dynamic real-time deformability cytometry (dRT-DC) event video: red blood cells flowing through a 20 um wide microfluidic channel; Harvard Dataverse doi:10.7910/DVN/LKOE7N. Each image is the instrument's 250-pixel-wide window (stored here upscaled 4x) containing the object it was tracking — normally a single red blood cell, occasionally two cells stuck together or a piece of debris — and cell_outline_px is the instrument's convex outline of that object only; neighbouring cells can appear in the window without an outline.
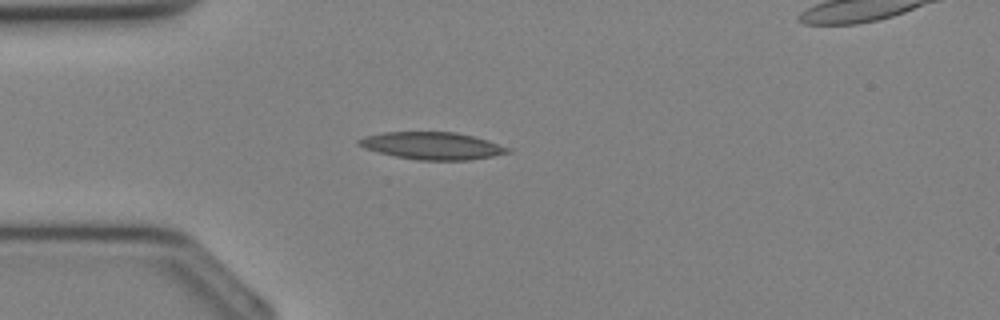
{"species": "Egyptian fruit bat (a non-hibernating species)", "species_latin": "Rousettus aegyptiacus", "temperature_condition": "cold", "stored_images_in_passage": 27, "camera_frame_rate_fps": 3000, "um_per_image_px": 0.085, "animal": {"sex": "female"}, "frame": {"image": 1, "passage_image": 1, "time_ms": 0.0, "image_size_px": [1000, 320], "cell_outline_px": [[512, 152], [492, 156], [468, 160], [416, 160], [376, 152], [364, 148], [356, 144], [356, 140], [364, 136], [384, 132], [456, 132], [488, 140], [512, 148]], "centroid_in_image_um": [36.73, 12.39], "position_along_channel_um": 48.3, "area_um2": 23.87}}
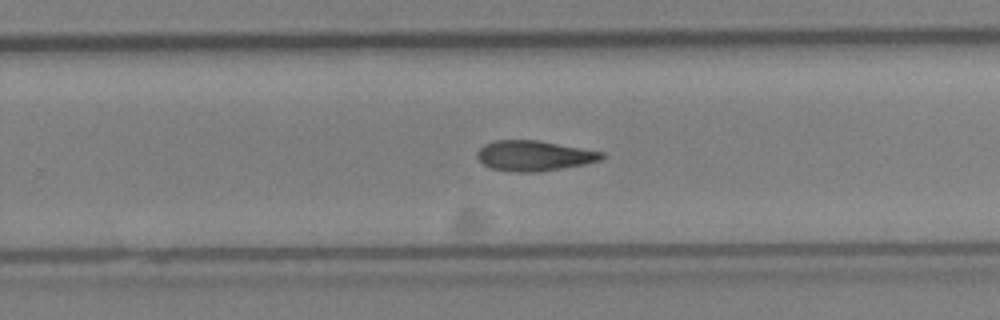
{"frame": {"image": 2, "passage_image": 14, "time_ms": 4.333, "image_size_px": [1000, 320], "cell_outline_px": [[604, 156], [600, 160], [584, 164], [536, 172], [512, 172], [492, 168], [484, 164], [476, 156], [476, 152], [484, 144], [496, 140], [536, 140], [604, 152]], "centroid_in_image_um": [45.36, 13.23], "position_along_channel_um": 284.4, "area_um2": 21.73}}
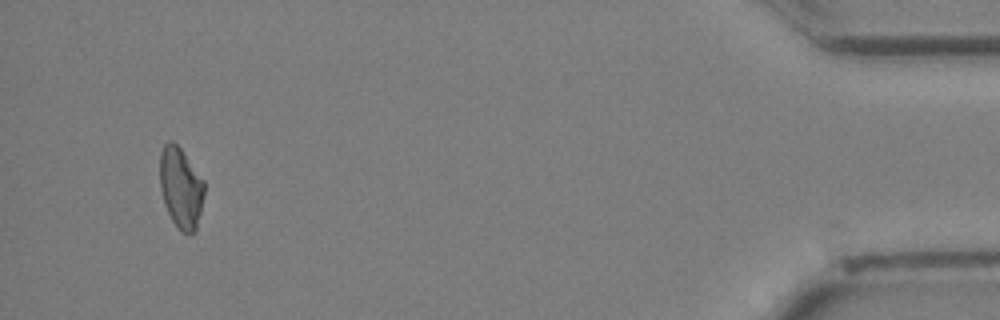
{"frame": {"image": 3, "passage_image": 25, "time_ms": 8.0, "image_size_px": [1000, 320], "cell_outline_px": [[204, 196], [196, 232], [180, 232], [176, 228], [164, 204], [160, 188], [160, 152], [164, 144], [168, 140], [172, 140], [180, 148], [204, 180]], "centroid_in_image_um": [15.36, 15.97], "position_along_channel_um": 419.8, "area_um2": 21.04}}